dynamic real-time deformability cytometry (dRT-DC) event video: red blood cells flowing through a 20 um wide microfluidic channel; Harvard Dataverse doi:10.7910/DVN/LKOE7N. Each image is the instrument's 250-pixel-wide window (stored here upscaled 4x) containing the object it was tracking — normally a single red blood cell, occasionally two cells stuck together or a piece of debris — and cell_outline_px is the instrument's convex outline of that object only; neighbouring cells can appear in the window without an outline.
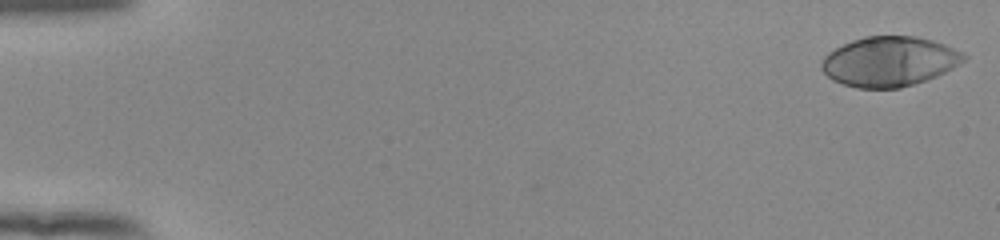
{"species": "human", "species_latin": "Homo sapiens", "temperature_condition": "room temperature", "stored_images_in_passage": 53, "camera_frame_rate_fps": 3000, "um_per_image_px": 0.085, "donor": {"sex": "female"}, "frame": {"image": 1, "passage_image": 1, "time_ms": 0.0, "image_size_px": [1000, 240], "cell_outline_px": [[968, 56], [960, 64], [936, 76], [900, 88], [856, 88], [832, 80], [820, 68], [820, 64], [824, 56], [828, 52], [852, 40], [864, 36], [916, 36], [932, 40], [944, 44], [964, 52]], "centroid_in_image_um": [75.59, 5.22], "position_along_channel_um": 9.4, "area_um2": 41.27}}
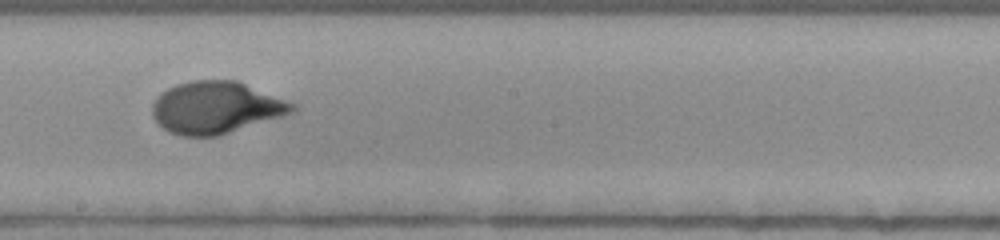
{"frame": {"image": 2, "passage_image": 31, "time_ms": 10.0, "image_size_px": [1000, 240], "cell_outline_px": [[296, 112], [216, 136], [180, 136], [168, 132], [152, 116], [152, 104], [156, 96], [160, 92], [176, 84], [192, 80], [236, 80], [296, 104]], "centroid_in_image_um": [18.33, 9.14], "position_along_channel_um": 229.9, "area_um2": 42.43}}
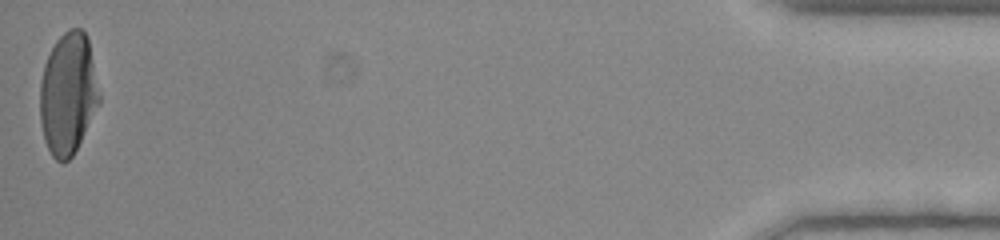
{"frame": {"image": 3, "passage_image": 53, "time_ms": 17.333, "image_size_px": [1000, 240], "cell_outline_px": [[100, 104], [72, 156], [64, 164], [56, 160], [52, 156], [44, 140], [40, 120], [40, 84], [44, 64], [56, 40], [68, 28], [80, 28], [88, 36], [100, 96]], "centroid_in_image_um": [5.78, 7.97], "position_along_channel_um": 429.4, "area_um2": 42.19}, "authors_computed_cell_mechanics": {"area_um2": 41.2114, "velocity_mm_per_s": 3.9043, "shape_relaxation_time_tau1_ms": 3.7419, "shape_relaxation_time_tau2_ms": null, "deformation_change_tau1": 0.2167, "deformation_change_tau2": null}}